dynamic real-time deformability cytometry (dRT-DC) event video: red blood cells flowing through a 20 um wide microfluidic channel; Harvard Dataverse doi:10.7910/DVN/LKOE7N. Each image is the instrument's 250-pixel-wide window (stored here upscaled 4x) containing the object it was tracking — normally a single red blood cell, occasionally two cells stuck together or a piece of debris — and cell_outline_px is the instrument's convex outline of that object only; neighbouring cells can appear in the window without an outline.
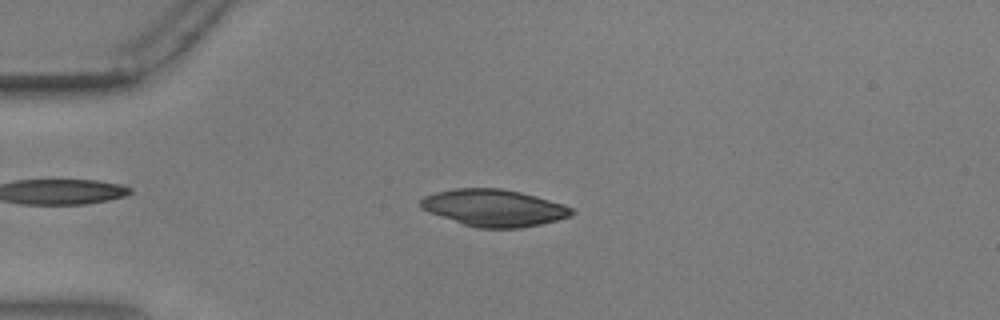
{"species": "common noctule bat (a hibernating species)", "species_latin": "Nyctalus noctula", "temperature_condition": "warm", "stored_images_in_passage": 54, "camera_frame_rate_fps": 3000, "um_per_image_px": 0.085, "animal": {"sex": "male", "body_mass_g": 17.9, "forearm_length_mm": 54.2}, "frame": {"image": 1, "passage_image": 13, "time_ms": 4.0, "image_size_px": [1000, 320], "cell_outline_px": [[576, 212], [572, 216], [540, 224], [520, 228], [476, 228], [428, 212], [420, 208], [420, 200], [424, 196], [436, 192], [456, 188], [500, 188], [520, 192], [536, 196], [564, 204], [572, 208]], "centroid_in_image_um": [41.99, 17.67], "position_along_channel_um": 43.0, "area_um2": 32.54}}
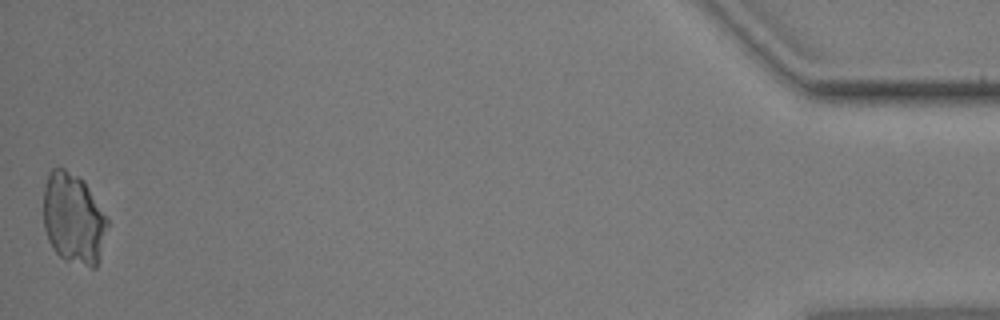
{"frame": {"image": 2, "passage_image": 54, "time_ms": 17.667, "image_size_px": [1000, 320], "cell_outline_px": [[108, 224], [100, 256], [96, 268], [92, 268], [64, 260], [52, 248], [48, 240], [44, 228], [44, 184], [52, 168], [64, 168], [84, 180], [108, 220]], "centroid_in_image_um": [6.23, 18.59], "position_along_channel_um": 429.0, "area_um2": 33.87}}